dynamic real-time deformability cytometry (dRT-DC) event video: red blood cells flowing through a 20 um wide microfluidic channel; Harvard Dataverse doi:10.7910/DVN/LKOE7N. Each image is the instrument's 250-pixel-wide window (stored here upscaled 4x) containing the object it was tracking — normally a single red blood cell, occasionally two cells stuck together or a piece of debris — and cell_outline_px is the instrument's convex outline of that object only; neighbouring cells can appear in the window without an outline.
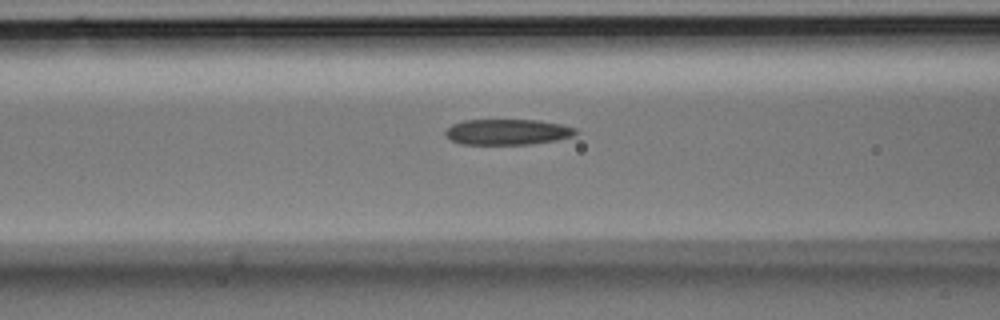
{"species": "Egyptian fruit bat (a non-hibernating species)", "species_latin": "Rousettus aegyptiacus", "temperature_condition": "room temperature", "stored_images_in_passage": 5, "segment_of_instrument_passage": [1, 2], "camera_frame_rate_fps": 3000, "um_per_image_px": 0.085, "animal": {"sex": "male"}, "frame": {"image": 1, "passage_image": 4, "time_ms": 1.0, "image_size_px": [1000, 320], "cell_outline_px": [[580, 132], [572, 136], [556, 140], [532, 144], [460, 144], [452, 140], [444, 132], [452, 124], [464, 120], [540, 120], [560, 124], [576, 128]], "centroid_in_image_um": [43.17, 11.21], "position_along_channel_um": 123.4, "area_um2": 19.48}}